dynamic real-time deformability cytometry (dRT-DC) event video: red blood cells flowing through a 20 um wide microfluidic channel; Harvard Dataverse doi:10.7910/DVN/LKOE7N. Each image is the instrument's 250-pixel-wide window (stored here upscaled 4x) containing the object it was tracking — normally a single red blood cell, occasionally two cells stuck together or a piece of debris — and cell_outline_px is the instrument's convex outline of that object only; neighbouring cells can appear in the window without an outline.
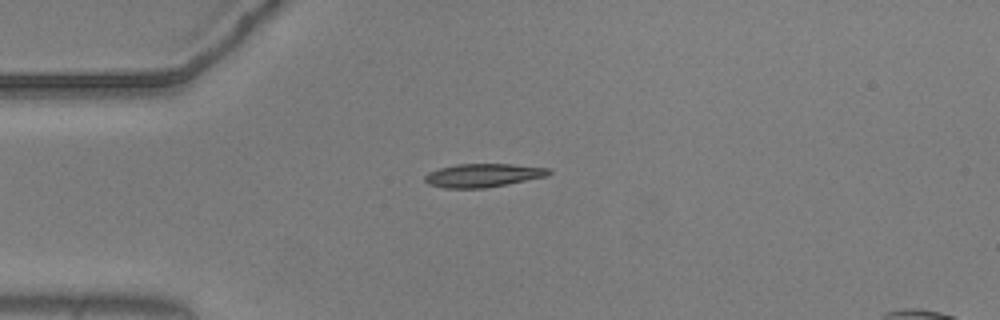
{"species": "common noctule bat (a hibernating species)", "species_latin": "Nyctalus noctula", "temperature_condition": "warm", "stored_images_in_passage": 43, "segment_of_instrument_passage": [1, 2], "camera_frame_rate_fps": 3000, "um_per_image_px": 0.085, "animal": {"sex": "male", "body_mass_g": 20.5, "forearm_length_mm": 52.5}, "frame": {"image": 1, "passage_image": 1, "time_ms": 0.0, "image_size_px": [1000, 320], "cell_outline_px": [[552, 172], [548, 176], [484, 188], [444, 188], [428, 184], [424, 180], [424, 176], [428, 172], [440, 168], [456, 164], [512, 164], [552, 168]], "centroid_in_image_um": [41.07, 14.9], "position_along_channel_um": 43.9, "area_um2": 16.99}}
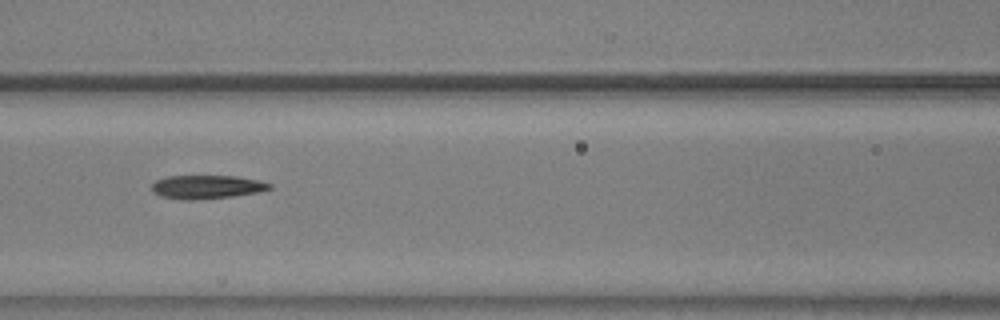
{"frame": {"image": 2, "passage_image": 11, "time_ms": 3.333, "image_size_px": [1000, 320], "cell_outline_px": [[272, 188], [260, 192], [232, 196], [192, 200], [180, 200], [160, 196], [152, 192], [152, 184], [156, 180], [168, 176], [236, 176], [256, 180], [272, 184]], "centroid_in_image_um": [17.55, 15.89], "position_along_channel_um": 149.1, "area_um2": 16.18}}
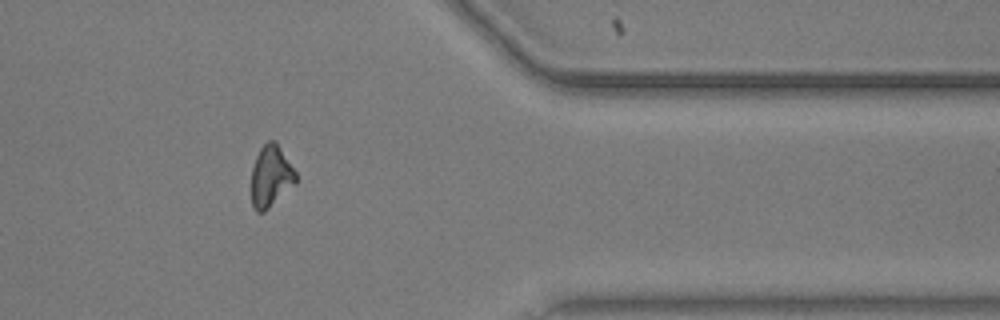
{"frame": {"image": 3, "passage_image": 32, "time_ms": 10.333, "image_size_px": [1000, 320], "cell_outline_px": [[296, 184], [264, 212], [256, 212], [252, 204], [252, 168], [256, 156], [260, 148], [268, 140], [276, 140], [296, 172]], "centroid_in_image_um": [23.03, 14.97], "position_along_channel_um": 388.4, "area_um2": 16.01}}